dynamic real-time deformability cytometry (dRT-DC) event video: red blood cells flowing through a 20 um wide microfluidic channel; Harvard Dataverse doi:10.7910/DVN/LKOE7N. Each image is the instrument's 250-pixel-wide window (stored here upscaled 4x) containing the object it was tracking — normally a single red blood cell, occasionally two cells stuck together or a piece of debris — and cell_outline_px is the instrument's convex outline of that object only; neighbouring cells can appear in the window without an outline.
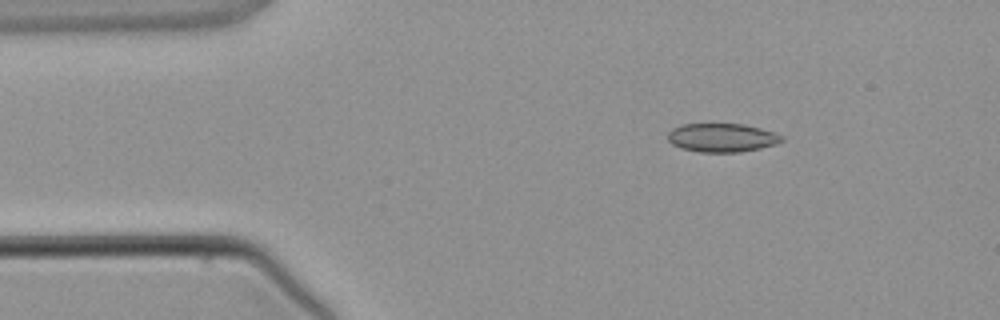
{"species": "common noctule bat (a hibernating species)", "species_latin": "Nyctalus noctula", "temperature_condition": "warm", "stored_images_in_passage": 4, "camera_frame_rate_fps": 3000, "um_per_image_px": 0.085, "animal": {"sex": "male", "body_mass_g": 21.5, "forearm_length_mm": 52.0}, "frame": {"image": 1, "passage_image": 2, "time_ms": 1.333, "image_size_px": [1000, 320], "cell_outline_px": [[784, 140], [776, 144], [760, 148], [740, 152], [700, 152], [680, 148], [672, 144], [668, 140], [668, 132], [672, 128], [680, 124], [744, 124], [760, 128], [784, 136]], "centroid_in_image_um": [61.35, 11.7], "position_along_channel_um": 23.7, "area_um2": 19.07}}
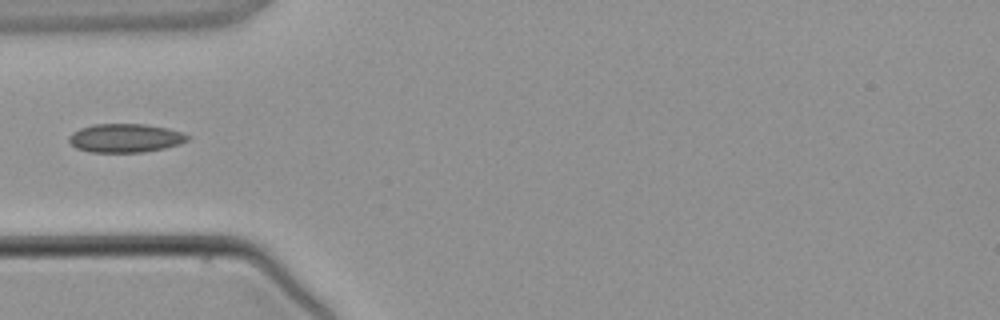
{"frame": {"image": 2, "passage_image": 4, "time_ms": 3.667, "image_size_px": [1000, 320], "cell_outline_px": [[192, 136], [188, 140], [180, 144], [164, 148], [144, 152], [88, 152], [76, 148], [68, 140], [68, 136], [72, 132], [80, 128], [92, 124], [144, 124], [168, 128]], "centroid_in_image_um": [10.64, 11.73], "position_along_channel_um": 74.4, "area_um2": 19.94}}